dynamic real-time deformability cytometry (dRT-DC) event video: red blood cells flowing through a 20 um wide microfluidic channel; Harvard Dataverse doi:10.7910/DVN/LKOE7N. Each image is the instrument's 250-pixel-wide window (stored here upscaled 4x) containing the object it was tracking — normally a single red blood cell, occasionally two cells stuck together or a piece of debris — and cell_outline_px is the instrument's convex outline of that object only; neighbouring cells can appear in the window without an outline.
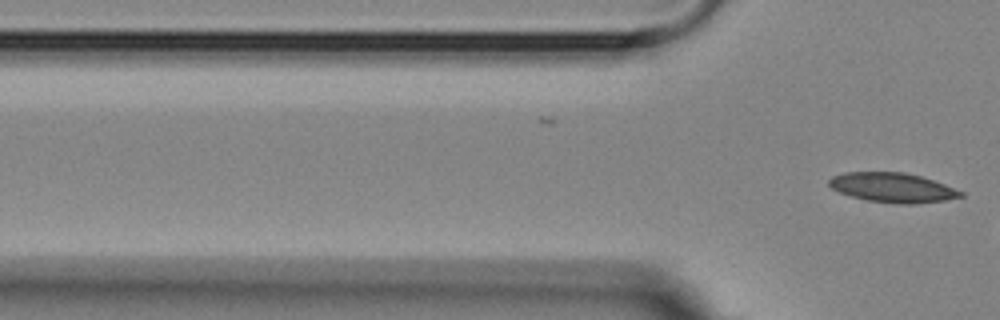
{"species": "Egyptian fruit bat (a non-hibernating species)", "species_latin": "Rousettus aegyptiacus", "temperature_condition": "room temperature", "stored_images_in_passage": 3, "camera_frame_rate_fps": 3000, "um_per_image_px": 0.085, "animal": {"sex": "female"}, "frame": {"image": 1, "passage_image": 3, "time_ms": 4.333, "image_size_px": [1000, 320], "cell_outline_px": [[964, 196], [944, 200], [912, 204], [896, 204], [868, 200], [852, 196], [840, 192], [832, 188], [828, 184], [828, 180], [832, 176], [844, 172], [904, 172], [920, 176], [944, 184], [964, 192]], "centroid_in_image_um": [75.86, 15.94], "position_along_channel_um": 49.9, "area_um2": 22.54}}